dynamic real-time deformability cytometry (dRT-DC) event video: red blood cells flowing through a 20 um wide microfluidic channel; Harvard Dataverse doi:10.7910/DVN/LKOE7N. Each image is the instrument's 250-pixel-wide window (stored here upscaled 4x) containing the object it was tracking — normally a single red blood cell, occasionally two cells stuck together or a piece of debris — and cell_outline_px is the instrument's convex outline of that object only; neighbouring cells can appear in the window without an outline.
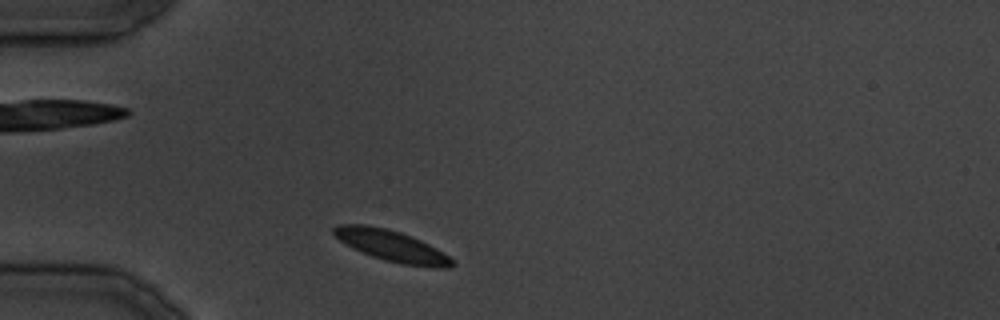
{"species": "common noctule bat (a hibernating species)", "species_latin": "Nyctalus noctula", "temperature_condition": "cold", "stored_images_in_passage": 27, "camera_frame_rate_fps": 3000, "um_per_image_px": 0.085, "animal": {"sex": "male", "body_mass_g": 19.5, "forearm_length_mm": 54.6}, "frame": {"image": 1, "passage_image": 1, "time_ms": 0.0, "image_size_px": [1000, 320], "cell_outline_px": [[456, 264], [452, 268], [440, 268], [400, 264], [384, 260], [372, 256], [332, 236], [332, 228], [340, 224], [364, 224], [384, 228], [400, 232], [420, 240], [436, 248], [448, 256]], "centroid_in_image_um": [33.3, 20.9], "position_along_channel_um": 51.7, "area_um2": 21.21}}
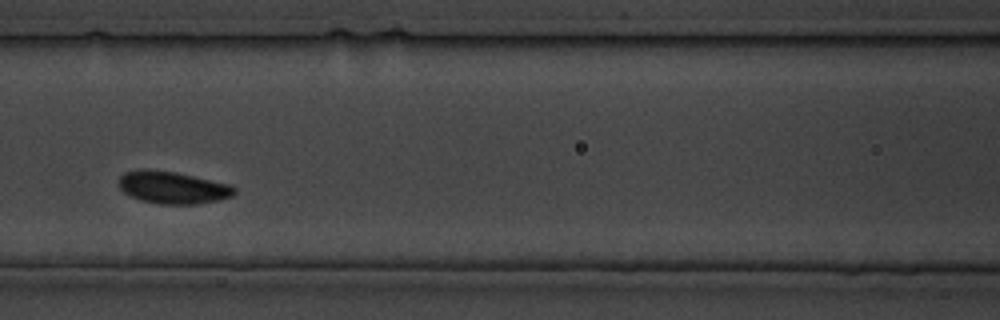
{"frame": {"image": 2, "passage_image": 7, "time_ms": 7.667, "image_size_px": [1000, 320], "cell_outline_px": [[236, 192], [232, 196], [216, 200], [196, 204], [160, 204], [140, 200], [124, 192], [120, 188], [120, 176], [124, 172], [144, 168], [148, 168], [176, 172], [232, 184], [236, 188]], "centroid_in_image_um": [14.7, 15.92], "position_along_channel_um": 151.9, "area_um2": 21.85}}
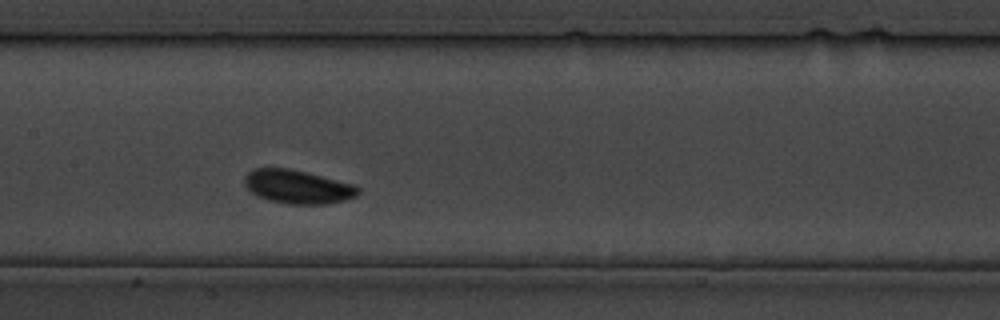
{"frame": {"image": 3, "passage_image": 9, "time_ms": 9.667, "image_size_px": [1000, 320], "cell_outline_px": [[360, 192], [356, 196], [344, 200], [324, 204], [288, 204], [268, 200], [252, 192], [244, 184], [244, 176], [248, 172], [256, 168], [288, 168], [352, 184], [360, 188]], "centroid_in_image_um": [25.28, 15.88], "position_along_channel_um": 182.1, "area_um2": 21.91}}